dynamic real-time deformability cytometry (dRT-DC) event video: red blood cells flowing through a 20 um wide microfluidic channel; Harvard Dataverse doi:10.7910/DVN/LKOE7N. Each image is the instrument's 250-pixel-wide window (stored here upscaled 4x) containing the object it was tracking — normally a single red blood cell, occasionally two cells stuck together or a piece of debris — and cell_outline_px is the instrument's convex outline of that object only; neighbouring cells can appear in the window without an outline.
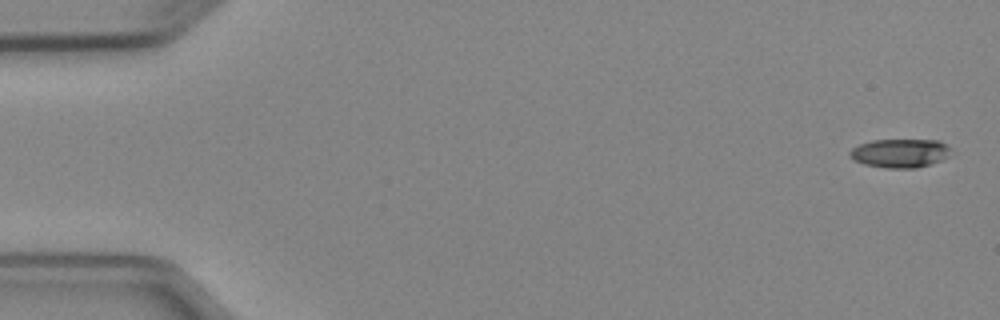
{"species": "Egyptian fruit bat (a non-hibernating species)", "species_latin": "Rousettus aegyptiacus", "temperature_condition": "cold", "stored_images_in_passage": 5, "camera_frame_rate_fps": 3000, "um_per_image_px": 0.085, "animal": {"sex": "female"}, "frame": {"image": 1, "passage_image": 1, "time_ms": 0.0, "image_size_px": [1000, 320], "cell_outline_px": [[948, 156], [940, 160], [916, 168], [888, 168], [864, 164], [848, 156], [848, 152], [852, 148], [860, 144], [872, 140], [940, 140], [948, 144]], "centroid_in_image_um": [76.47, 13.01], "position_along_channel_um": 8.5, "area_um2": 16.76}}
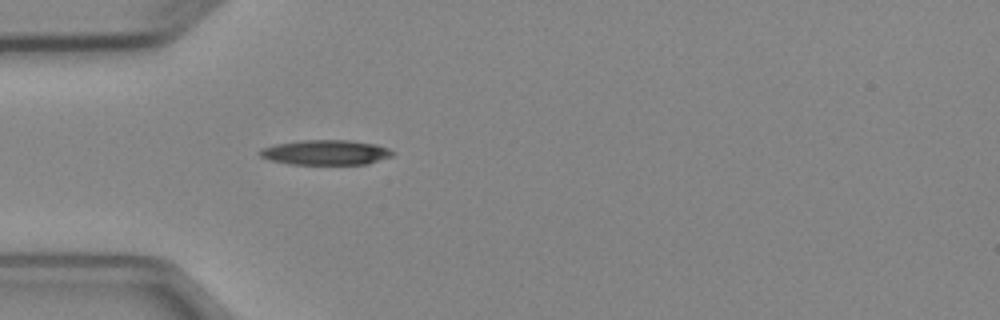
{"frame": {"image": 2, "passage_image": 5, "time_ms": 4.667, "image_size_px": [1000, 320], "cell_outline_px": [[396, 152], [392, 156], [368, 164], [288, 164], [268, 160], [260, 156], [256, 152], [260, 148], [276, 144], [300, 140], [348, 140], [376, 144], [388, 148]], "centroid_in_image_um": [27.65, 12.96], "position_along_channel_um": 57.3, "area_um2": 19.54}}